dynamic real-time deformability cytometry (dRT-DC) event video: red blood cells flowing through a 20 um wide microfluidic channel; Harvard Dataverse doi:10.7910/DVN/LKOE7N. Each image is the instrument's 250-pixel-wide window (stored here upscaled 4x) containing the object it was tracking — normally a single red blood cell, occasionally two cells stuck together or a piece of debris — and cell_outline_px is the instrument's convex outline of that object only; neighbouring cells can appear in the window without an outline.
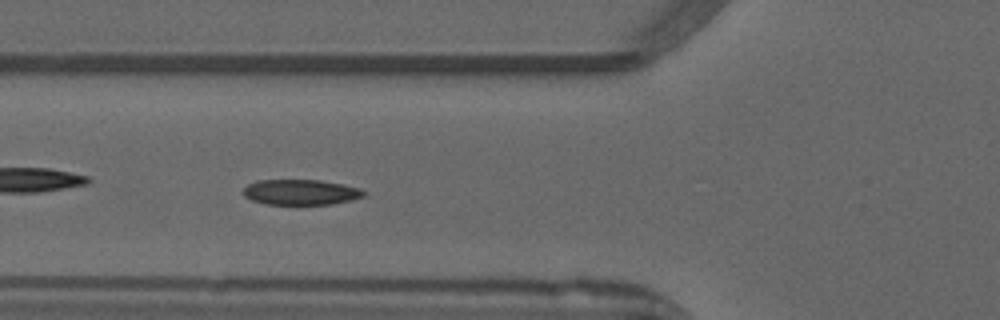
{"species": "common noctule bat (a hibernating species)", "species_latin": "Nyctalus noctula", "temperature_condition": "warm", "stored_images_in_passage": 30, "camera_frame_rate_fps": 3000, "um_per_image_px": 0.085, "animal": {"sex": "male", "forearm_length_mm": 52.5}, "frame": {"image": 1, "passage_image": 17, "time_ms": 5.333, "image_size_px": [1000, 320], "cell_outline_px": [[368, 192], [364, 196], [352, 200], [332, 204], [264, 204], [252, 200], [244, 196], [244, 188], [248, 184], [256, 180], [320, 180], [344, 184], [360, 188]], "centroid_in_image_um": [25.6, 16.33], "position_along_channel_um": 100.2, "area_um2": 17.98}}